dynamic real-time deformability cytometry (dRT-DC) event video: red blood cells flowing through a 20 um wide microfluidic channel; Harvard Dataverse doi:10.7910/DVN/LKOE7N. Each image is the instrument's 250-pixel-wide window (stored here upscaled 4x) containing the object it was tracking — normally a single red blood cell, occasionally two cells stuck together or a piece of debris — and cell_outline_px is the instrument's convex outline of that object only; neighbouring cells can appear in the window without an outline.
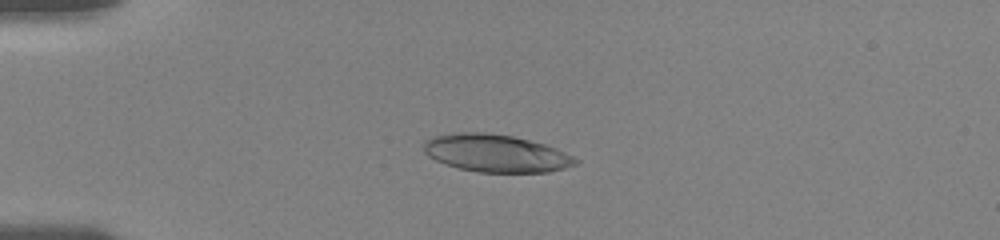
{"species": "human", "species_latin": "Homo sapiens", "temperature_condition": "room temperature", "stored_images_in_passage": 33, "camera_frame_rate_fps": 3000, "um_per_image_px": 0.085, "donor": {"sex": "female"}, "frame": {"image": 1, "passage_image": 1, "time_ms": 0.0, "image_size_px": [1000, 240], "cell_outline_px": [[580, 160], [576, 164], [564, 168], [548, 172], [476, 172], [444, 164], [428, 156], [424, 152], [424, 140], [432, 136], [456, 132], [484, 132], [512, 136], [544, 144], [556, 148]], "centroid_in_image_um": [42.12, 13.02], "position_along_channel_um": 42.9, "area_um2": 33.23}}
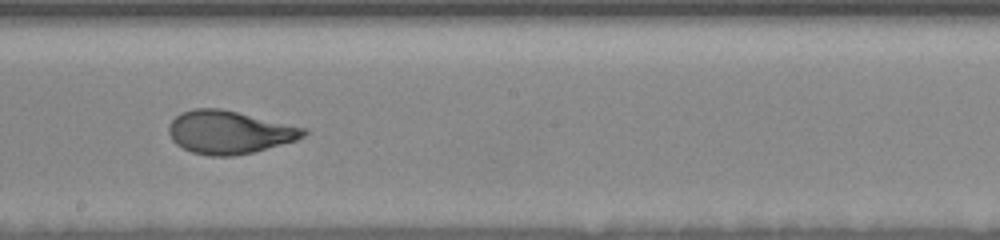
{"frame": {"image": 2, "passage_image": 15, "time_ms": 6.0, "image_size_px": [1000, 240], "cell_outline_px": [[308, 132], [304, 136], [296, 140], [252, 152], [232, 156], [208, 156], [192, 152], [176, 144], [172, 140], [168, 132], [168, 124], [180, 112], [192, 108], [220, 108], [308, 128]], "centroid_in_image_um": [19.46, 11.23], "position_along_channel_um": 228.7, "area_um2": 33.87}}
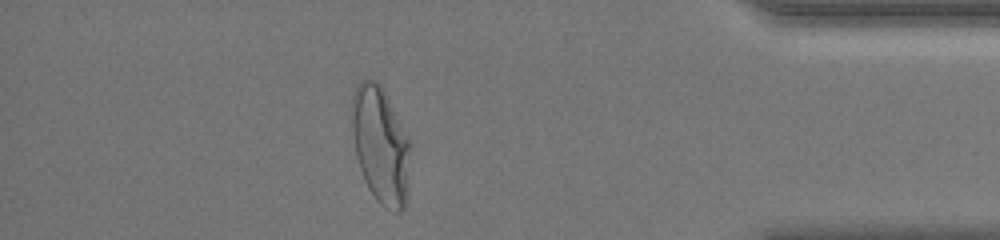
{"frame": {"image": 3, "passage_image": 28, "time_ms": 11.667, "image_size_px": [1000, 240], "cell_outline_px": [[408, 196], [404, 208], [400, 212], [396, 212], [384, 208], [376, 200], [368, 188], [364, 180], [356, 156], [352, 132], [352, 96], [356, 84], [360, 80], [376, 80], [380, 84], [408, 140]], "centroid_in_image_um": [32.31, 12.38], "position_along_channel_um": 402.9, "area_um2": 39.19}, "authors_computed_cell_mechanics": {"area_um2": 33.8708, "velocity_mm_per_s": 3.6289, "shape_relaxation_time_tau1_ms": 6.0311, "shape_relaxation_time_tau2_ms": null, "deformation_change_tau1": 0.2281, "deformation_change_tau2": null}}